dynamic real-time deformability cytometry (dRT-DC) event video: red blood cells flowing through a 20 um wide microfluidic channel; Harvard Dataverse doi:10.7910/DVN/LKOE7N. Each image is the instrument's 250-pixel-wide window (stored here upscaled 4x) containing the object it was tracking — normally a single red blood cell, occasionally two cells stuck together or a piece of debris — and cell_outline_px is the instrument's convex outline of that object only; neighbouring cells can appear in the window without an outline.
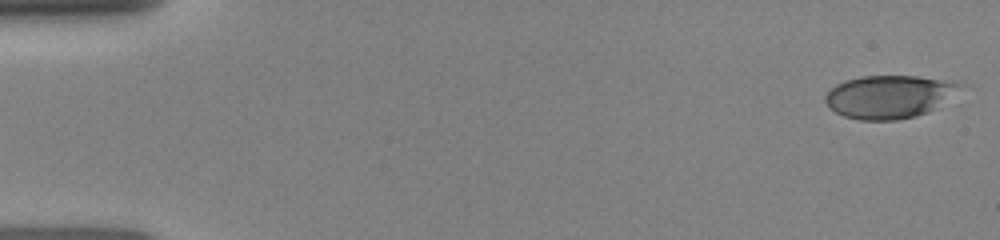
{"species": "human", "species_latin": "Homo sapiens", "temperature_condition": "room temperature", "stored_images_in_passage": 16, "camera_frame_rate_fps": 3000, "um_per_image_px": 0.085, "donor": {"sex": "female"}, "frame": {"image": 1, "passage_image": 1, "time_ms": 0.0, "image_size_px": [1000, 240], "cell_outline_px": [[968, 84], [936, 108], [928, 112], [916, 116], [896, 120], [860, 120], [844, 116], [836, 112], [824, 100], [824, 96], [836, 84], [844, 80], [860, 76], [916, 76], [944, 80]], "centroid_in_image_um": [75.61, 8.21], "position_along_channel_um": 9.4, "area_um2": 33.81}}
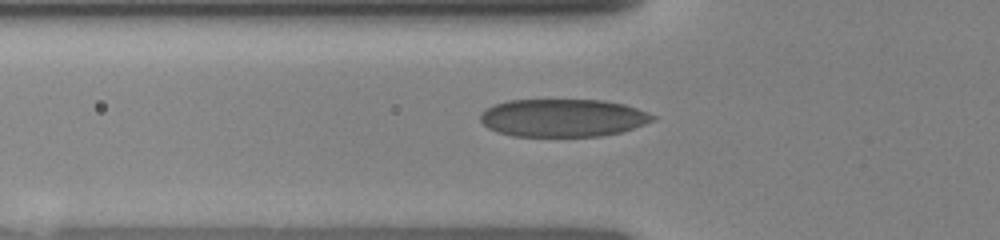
{"frame": {"image": 2, "passage_image": 10, "time_ms": 5.0, "image_size_px": [1000, 240], "cell_outline_px": [[656, 120], [620, 132], [600, 136], [512, 136], [488, 128], [480, 120], [480, 112], [496, 104], [508, 100], [604, 100], [624, 104], [648, 112], [656, 116]], "centroid_in_image_um": [47.86, 10.01], "position_along_channel_um": 77.9, "area_um2": 37.92}}
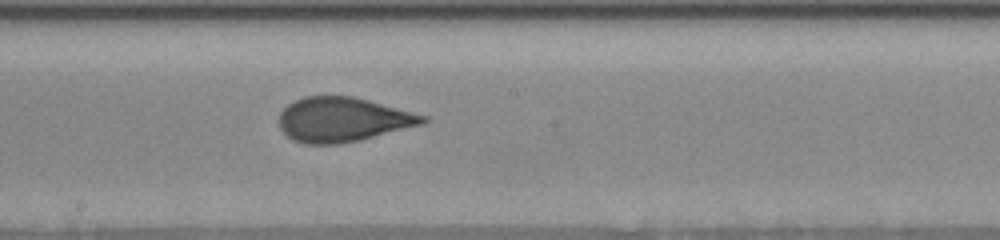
{"frame": {"image": 3, "passage_image": 16, "time_ms": 8.333, "image_size_px": [1000, 240], "cell_outline_px": [[432, 120], [424, 124], [360, 140], [340, 144], [304, 144], [292, 140], [280, 128], [280, 112], [288, 104], [304, 96], [352, 96], [368, 100], [428, 116]], "centroid_in_image_um": [29.17, 10.17], "position_along_channel_um": 219.0, "area_um2": 37.34}}